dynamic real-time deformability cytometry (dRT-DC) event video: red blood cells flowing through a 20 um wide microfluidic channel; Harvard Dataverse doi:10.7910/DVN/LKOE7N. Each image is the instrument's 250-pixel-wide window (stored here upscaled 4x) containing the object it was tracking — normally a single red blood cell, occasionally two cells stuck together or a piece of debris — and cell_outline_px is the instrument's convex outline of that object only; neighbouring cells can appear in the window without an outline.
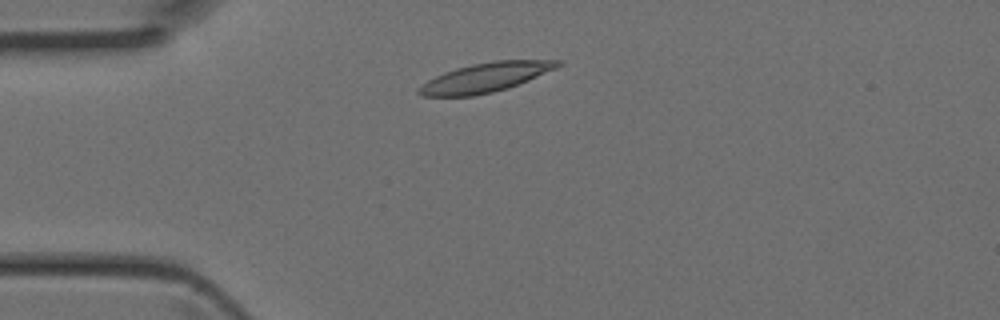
{"species": "Egyptian fruit bat (a non-hibernating species)", "species_latin": "Rousettus aegyptiacus", "temperature_condition": "room temperature", "stored_images_in_passage": 38, "camera_frame_rate_fps": 3000, "um_per_image_px": 0.085, "animal": {"sex": "female"}, "frame": {"image": 1, "passage_image": 5, "time_ms": 1.333, "image_size_px": [1000, 320], "cell_outline_px": [[564, 64], [556, 68], [528, 80], [508, 88], [492, 92], [472, 96], [424, 96], [416, 92], [428, 80], [444, 72], [456, 68], [472, 64], [492, 60], [564, 60]], "centroid_in_image_um": [41.31, 6.57], "position_along_channel_um": 43.7, "area_um2": 23.52}}
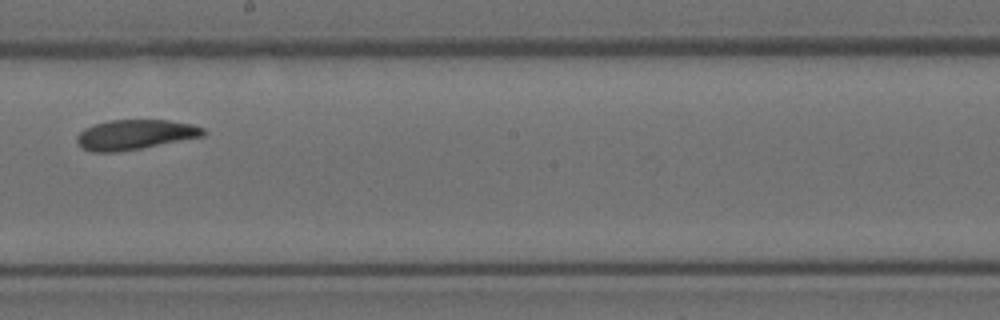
{"frame": {"image": 2, "passage_image": 19, "time_ms": 6.0, "image_size_px": [1000, 320], "cell_outline_px": [[208, 132], [204, 136], [140, 148], [116, 152], [92, 152], [80, 148], [76, 140], [76, 136], [84, 128], [108, 120], [168, 120], [192, 124], [204, 128]], "centroid_in_image_um": [11.46, 11.44], "position_along_channel_um": 236.7, "area_um2": 22.08}}
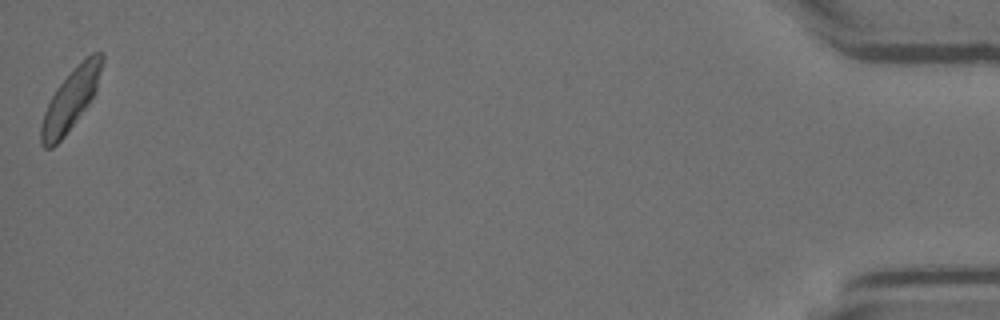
{"frame": {"image": 3, "passage_image": 38, "time_ms": 12.333, "image_size_px": [1000, 320], "cell_outline_px": [[104, 64], [96, 92], [88, 104], [64, 136], [52, 148], [44, 148], [40, 144], [40, 124], [44, 112], [56, 88], [92, 52], [104, 52]], "centroid_in_image_um": [6.02, 8.48], "position_along_channel_um": 429.2, "area_um2": 21.27}}